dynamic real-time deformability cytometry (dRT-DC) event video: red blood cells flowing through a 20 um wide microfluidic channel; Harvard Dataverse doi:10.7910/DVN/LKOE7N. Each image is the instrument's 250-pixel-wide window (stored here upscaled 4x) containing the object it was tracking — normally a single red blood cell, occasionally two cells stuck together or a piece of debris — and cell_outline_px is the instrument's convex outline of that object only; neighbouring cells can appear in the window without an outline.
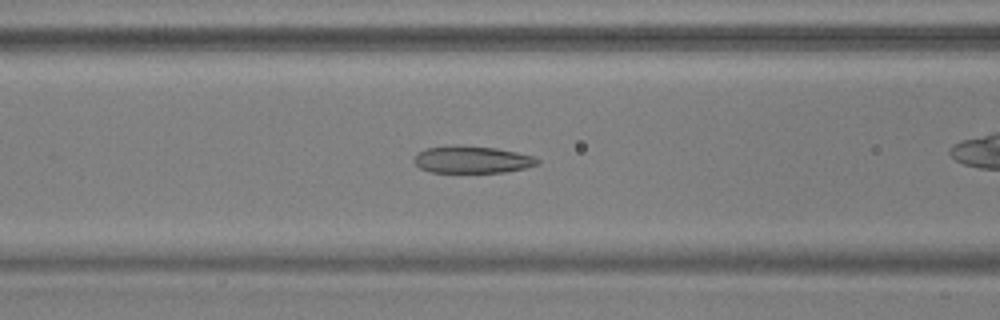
{"species": "common noctule bat (a hibernating species)", "species_latin": "Nyctalus noctula", "temperature_condition": "warm", "stored_images_in_passage": 46, "camera_frame_rate_fps": 3000, "um_per_image_px": 0.085, "animal": {"sex": "male", "body_mass_g": 17.9, "forearm_length_mm": 54.2}, "frame": {"image": 1, "passage_image": 23, "time_ms": 7.333, "image_size_px": [1000, 320], "cell_outline_px": [[540, 164], [524, 168], [504, 172], [432, 172], [420, 168], [412, 160], [416, 152], [424, 148], [456, 144], [496, 148], [516, 152], [532, 156], [540, 160]], "centroid_in_image_um": [40.07, 13.55], "position_along_channel_um": 126.5, "area_um2": 19.71}}
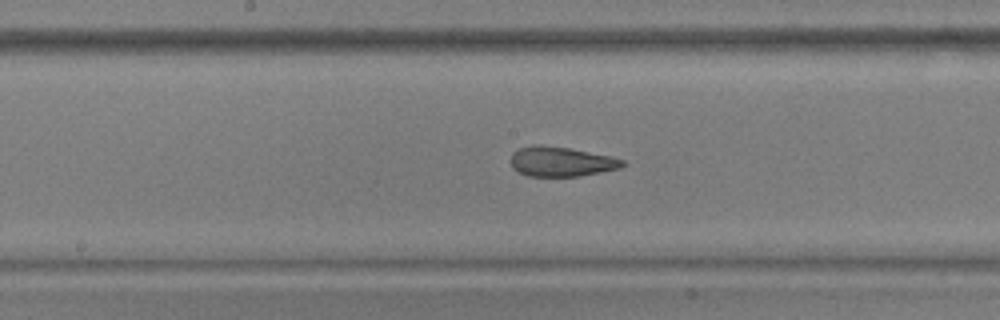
{"frame": {"image": 2, "passage_image": 29, "time_ms": 9.333, "image_size_px": [1000, 320], "cell_outline_px": [[628, 164], [620, 168], [580, 176], [528, 176], [512, 168], [512, 152], [520, 148], [532, 144], [540, 144], [568, 148], [612, 156], [624, 160]], "centroid_in_image_um": [47.72, 13.73], "position_along_channel_um": 200.5, "area_um2": 19.42}}
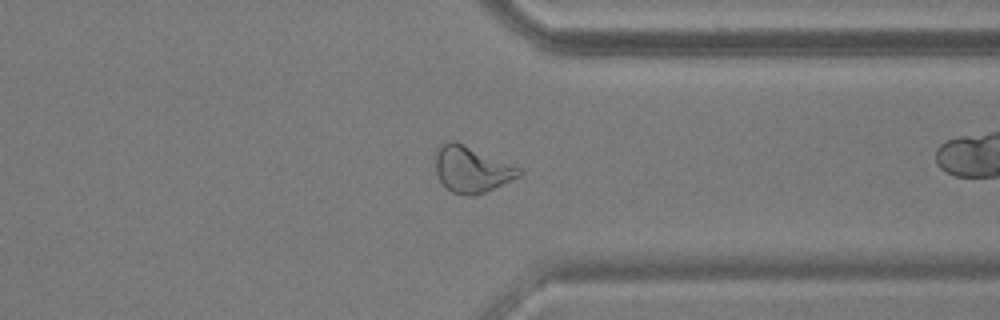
{"frame": {"image": 3, "passage_image": 43, "time_ms": 14.0, "image_size_px": [1000, 320], "cell_outline_px": [[520, 176], [484, 192], [472, 196], [464, 196], [452, 192], [440, 180], [436, 172], [436, 148], [440, 144], [448, 140], [456, 140], [520, 168]], "centroid_in_image_um": [40.04, 14.37], "position_along_channel_um": 371.4, "area_um2": 22.31}}